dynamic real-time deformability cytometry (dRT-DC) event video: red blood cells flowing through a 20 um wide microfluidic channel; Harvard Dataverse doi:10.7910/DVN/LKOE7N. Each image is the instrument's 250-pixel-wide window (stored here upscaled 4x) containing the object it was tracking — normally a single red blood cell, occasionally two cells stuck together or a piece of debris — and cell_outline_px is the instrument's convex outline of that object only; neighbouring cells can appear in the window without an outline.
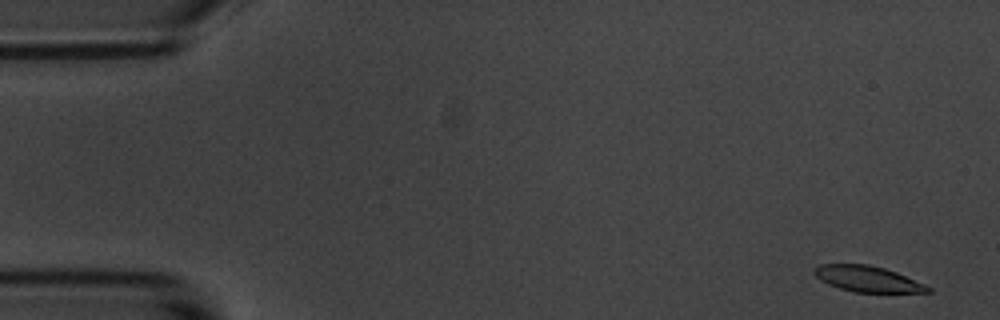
{"species": "common noctule bat (a hibernating species)", "species_latin": "Nyctalus noctula", "temperature_condition": "room temperature", "stored_images_in_passage": 56, "camera_frame_rate_fps": 3000, "um_per_image_px": 0.085, "animal": {"sex": "male", "body_mass_g": 20.1, "forearm_length_mm": 53.5}, "frame": {"image": 1, "passage_image": 2, "time_ms": 0.333, "image_size_px": [1000, 320], "cell_outline_px": [[932, 292], [856, 292], [840, 288], [828, 284], [820, 280], [812, 272], [812, 268], [820, 264], [868, 264], [884, 268], [896, 272], [924, 284], [932, 288]], "centroid_in_image_um": [73.71, 23.7], "position_along_channel_um": 11.3, "area_um2": 17.05}}
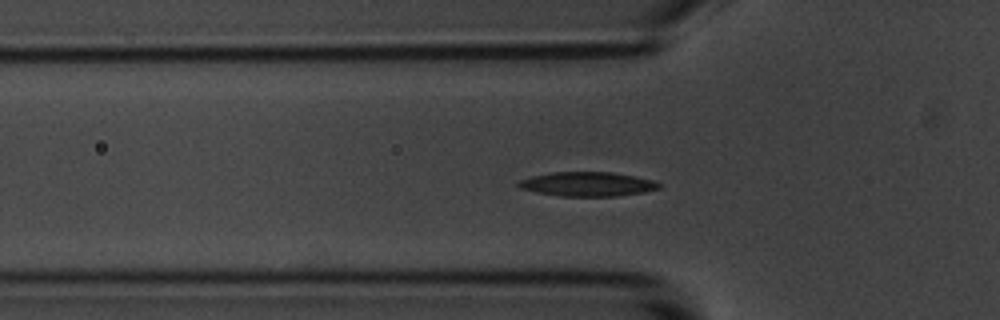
{"frame": {"image": 2, "passage_image": 18, "time_ms": 5.667, "image_size_px": [1000, 320], "cell_outline_px": [[664, 184], [660, 188], [644, 192], [616, 196], [560, 196], [536, 192], [520, 188], [516, 184], [520, 180], [532, 176], [552, 172], [608, 172], [636, 176], [652, 180]], "centroid_in_image_um": [49.96, 15.65], "position_along_channel_um": 75.8, "area_um2": 19.88}}
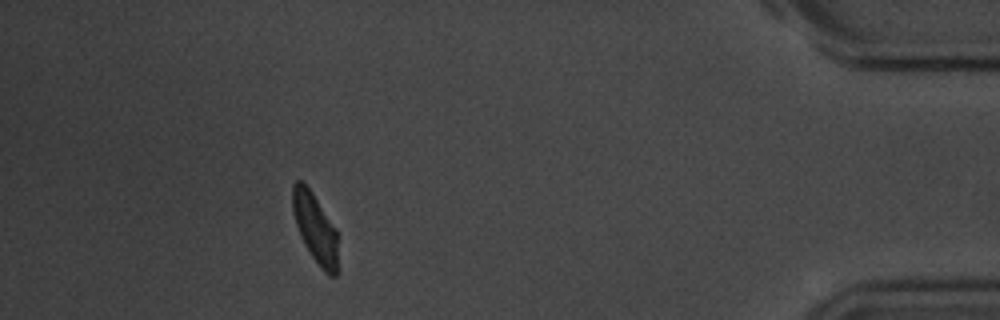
{"frame": {"image": 3, "passage_image": 51, "time_ms": 16.667, "image_size_px": [1000, 320], "cell_outline_px": [[336, 276], [328, 276], [324, 272], [312, 256], [304, 244], [300, 236], [292, 212], [292, 184], [296, 180], [300, 180], [312, 192], [336, 228]], "centroid_in_image_um": [26.75, 19.35], "position_along_channel_um": 408.4, "area_um2": 18.09}, "authors_computed_cell_mechanics": {"area_um2": 19.4208, "velocity_mm_per_s": 3.5124, "shape_relaxation_time_tau1_ms": 2.6574, "shape_relaxation_time_tau2_ms": 3.4019, "deformation_change_tau1": 0.1258, "deformation_change_tau2": 0.1003}}